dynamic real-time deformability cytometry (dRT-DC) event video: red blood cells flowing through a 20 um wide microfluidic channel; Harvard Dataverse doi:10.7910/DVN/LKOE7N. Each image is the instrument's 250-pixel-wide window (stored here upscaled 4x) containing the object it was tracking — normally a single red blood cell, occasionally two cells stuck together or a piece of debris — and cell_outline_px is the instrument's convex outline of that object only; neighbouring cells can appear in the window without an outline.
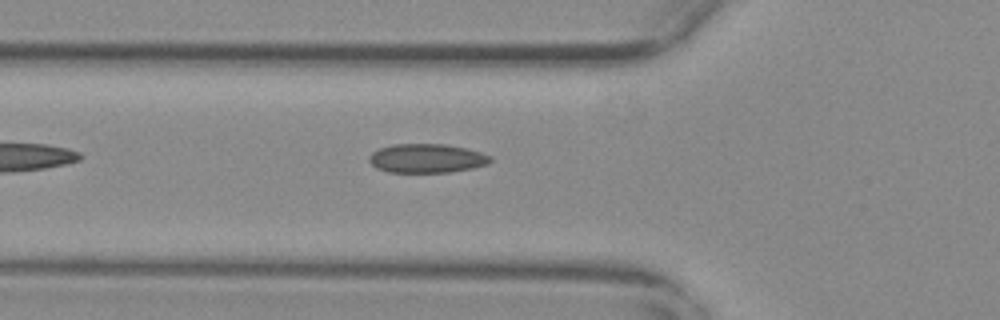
{"species": "common noctule bat (a hibernating species)", "species_latin": "Nyctalus noctula", "temperature_condition": "warm", "stored_images_in_passage": 38, "camera_frame_rate_fps": 3000, "um_per_image_px": 0.085, "animal": {"sex": "female", "body_mass_g": 29.2, "forearm_length_mm": 56.3}, "frame": {"image": 1, "passage_image": 5, "time_ms": 1.333, "image_size_px": [1000, 320], "cell_outline_px": [[492, 160], [488, 164], [472, 168], [448, 172], [388, 172], [376, 168], [368, 160], [368, 156], [372, 152], [380, 148], [392, 144], [448, 144], [480, 152], [492, 156]], "centroid_in_image_um": [36.26, 13.45], "position_along_channel_um": 89.5, "area_um2": 20.52}}
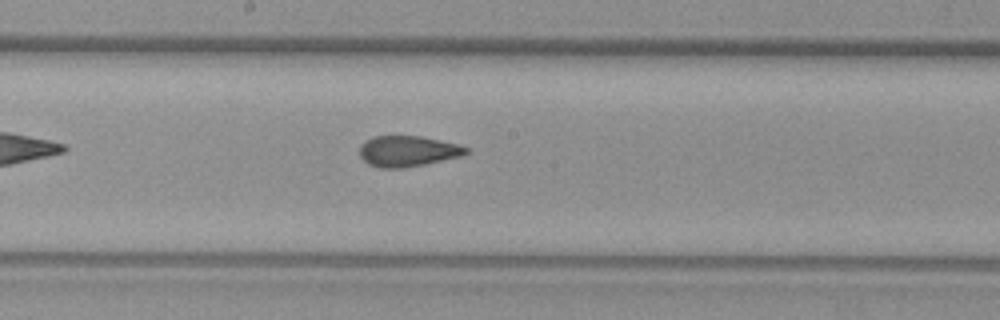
{"frame": {"image": 2, "passage_image": 15, "time_ms": 4.667, "image_size_px": [1000, 320], "cell_outline_px": [[468, 152], [460, 156], [424, 164], [404, 168], [380, 168], [368, 164], [360, 156], [360, 144], [372, 136], [420, 136], [460, 144], [468, 148]], "centroid_in_image_um": [34.63, 12.84], "position_along_channel_um": 213.6, "area_um2": 19.07}}
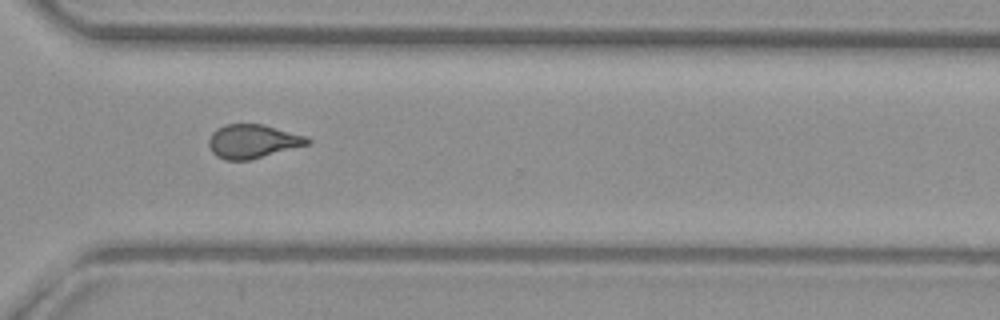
{"frame": {"image": 3, "passage_image": 26, "time_ms": 8.333, "image_size_px": [1000, 320], "cell_outline_px": [[312, 140], [308, 144], [248, 160], [224, 160], [216, 156], [212, 152], [208, 144], [208, 140], [212, 132], [216, 128], [224, 124], [264, 124], [308, 136]], "centroid_in_image_um": [21.46, 11.99], "position_along_channel_um": 349.1, "area_um2": 19.48}, "authors_computed_cell_mechanics": {"area_um2": 19.6231, "velocity_mm_per_s": 3.6983, "shape_relaxation_time_tau1_ms": null, "shape_relaxation_time_tau2_ms": 1.5673, "deformation_change_tau1": null, "deformation_change_tau2": 0.0733}}